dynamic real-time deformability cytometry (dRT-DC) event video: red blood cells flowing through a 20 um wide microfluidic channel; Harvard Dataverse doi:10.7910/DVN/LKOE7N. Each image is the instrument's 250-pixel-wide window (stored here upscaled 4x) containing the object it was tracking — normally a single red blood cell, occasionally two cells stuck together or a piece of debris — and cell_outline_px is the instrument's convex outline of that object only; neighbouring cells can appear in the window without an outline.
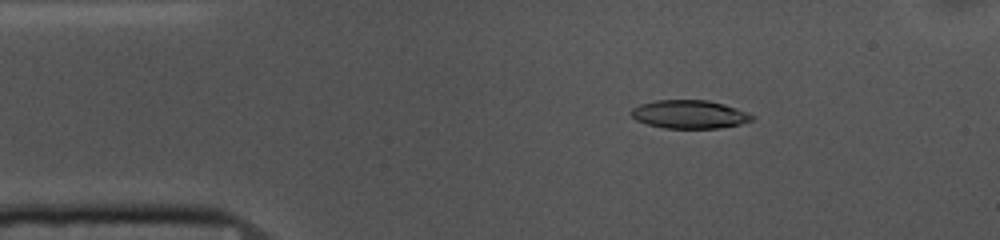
{"species": "common noctule bat (a hibernating species)", "species_latin": "Nyctalus noctula", "temperature_condition": "cold", "stored_images_in_passage": 53, "camera_frame_rate_fps": 3000, "um_per_image_px": 0.085, "animal": {"sex": "female", "body_mass_g": 10.0, "forearm_length_mm": 53.1}, "frame": {"image": 1, "passage_image": 8, "time_ms": 2.333, "image_size_px": [1000, 240], "cell_outline_px": [[756, 116], [752, 120], [740, 124], [720, 128], [664, 128], [648, 124], [636, 120], [632, 116], [632, 108], [640, 104], [656, 100], [708, 100], [724, 104], [748, 112]], "centroid_in_image_um": [58.63, 9.71], "position_along_channel_um": 26.4, "area_um2": 19.94}}
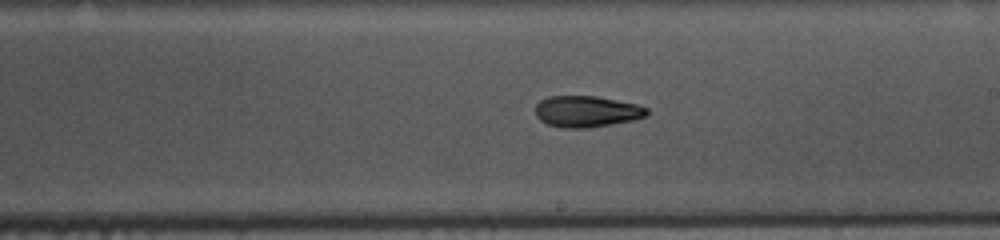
{"frame": {"image": 2, "passage_image": 29, "time_ms": 9.333, "image_size_px": [1000, 240], "cell_outline_px": [[648, 116], [636, 120], [588, 128], [564, 128], [548, 124], [540, 120], [536, 116], [536, 104], [540, 100], [548, 96], [596, 96], [636, 104], [648, 108]], "centroid_in_image_um": [49.88, 9.48], "position_along_channel_um": 239.1, "area_um2": 20.46}}
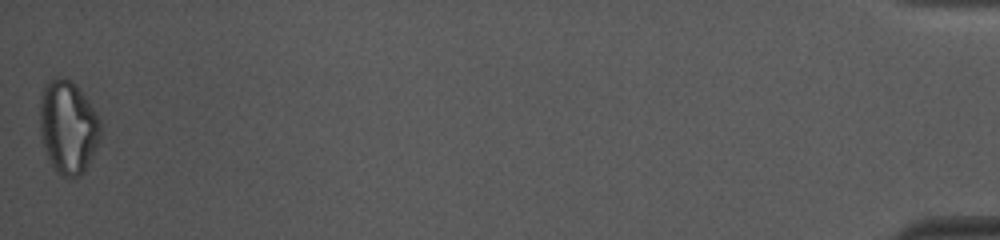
{"frame": {"image": 3, "passage_image": 53, "time_ms": 17.333, "image_size_px": [1000, 240], "cell_outline_px": [[100, 140], [84, 172], [80, 176], [64, 176], [56, 172], [44, 148], [40, 132], [40, 96], [48, 80], [56, 76], [60, 76], [72, 80], [88, 100], [96, 112], [100, 120]], "centroid_in_image_um": [5.78, 10.77], "position_along_channel_um": 429.4, "area_um2": 32.95}, "authors_computed_cell_mechanics": {"area_um2": 20.519, "velocity_mm_per_s": 3.6734, "shape_relaxation_time_tau1_ms": 5.2687, "shape_relaxation_time_tau2_ms": 6.8187, "deformation_change_tau1": 0.1649, "deformation_change_tau2": 0.1605}}